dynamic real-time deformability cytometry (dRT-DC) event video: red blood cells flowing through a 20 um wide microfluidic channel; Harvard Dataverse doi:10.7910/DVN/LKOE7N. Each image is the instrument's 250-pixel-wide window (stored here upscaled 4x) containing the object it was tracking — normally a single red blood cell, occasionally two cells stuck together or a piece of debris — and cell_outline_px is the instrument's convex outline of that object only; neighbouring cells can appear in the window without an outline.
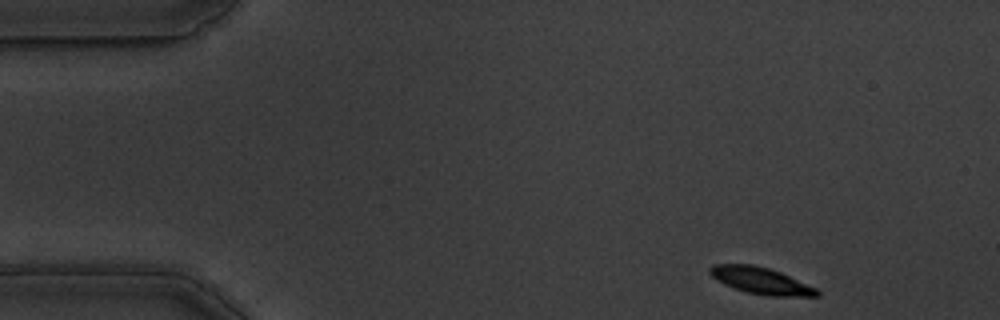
{"species": "common noctule bat (a hibernating species)", "species_latin": "Nyctalus noctula", "temperature_condition": "warm", "stored_images_in_passage": 52, "camera_frame_rate_fps": 3000, "um_per_image_px": 0.085, "animal": {"sex": "male", "body_mass_g": 19.5, "forearm_length_mm": 54.6}, "frame": {"image": 1, "passage_image": 1, "time_ms": 0.0, "image_size_px": [1000, 320], "cell_outline_px": [[820, 296], [768, 296], [748, 292], [724, 284], [716, 280], [708, 272], [708, 268], [712, 264], [752, 264], [768, 268], [780, 272], [816, 288], [820, 292]], "centroid_in_image_um": [64.65, 23.85], "position_along_channel_um": 20.3, "area_um2": 16.53}}
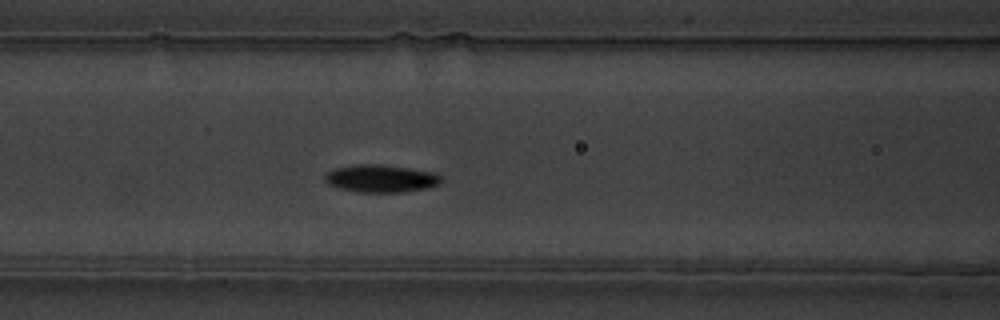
{"frame": {"image": 2, "passage_image": 18, "time_ms": 5.667, "image_size_px": [1000, 320], "cell_outline_px": [[440, 184], [428, 188], [404, 192], [360, 192], [340, 188], [328, 184], [324, 180], [324, 176], [328, 172], [336, 168], [356, 164], [380, 164], [408, 168], [432, 172], [440, 176]], "centroid_in_image_um": [32.37, 15.17], "position_along_channel_um": 134.2, "area_um2": 18.55}}
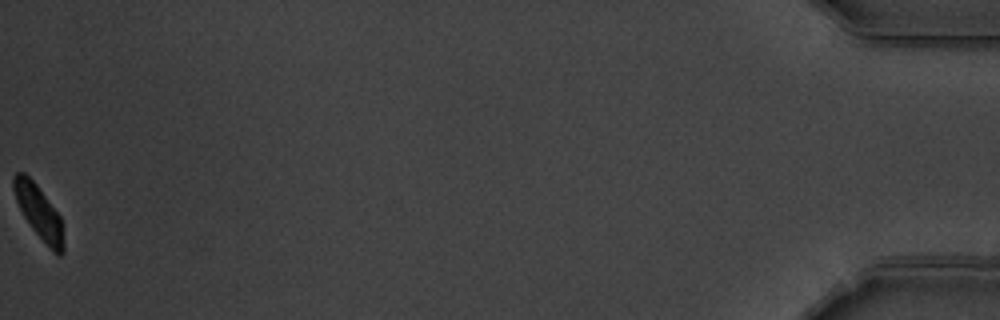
{"frame": {"image": 3, "passage_image": 52, "time_ms": 17.0, "image_size_px": [1000, 320], "cell_outline_px": [[64, 252], [60, 256], [32, 228], [24, 216], [16, 200], [12, 188], [12, 176], [16, 172], [24, 172], [36, 184], [60, 216], [64, 240]], "centroid_in_image_um": [3.28, 17.97], "position_along_channel_um": 431.9, "area_um2": 15.09}, "authors_computed_cell_mechanics": {"area_um2": 17.3689, "velocity_mm_per_s": 3.5119, "shape_relaxation_time_tau1_ms": 4.6236, "shape_relaxation_time_tau2_ms": null, "deformation_change_tau1": 0.1877, "deformation_change_tau2": null}}